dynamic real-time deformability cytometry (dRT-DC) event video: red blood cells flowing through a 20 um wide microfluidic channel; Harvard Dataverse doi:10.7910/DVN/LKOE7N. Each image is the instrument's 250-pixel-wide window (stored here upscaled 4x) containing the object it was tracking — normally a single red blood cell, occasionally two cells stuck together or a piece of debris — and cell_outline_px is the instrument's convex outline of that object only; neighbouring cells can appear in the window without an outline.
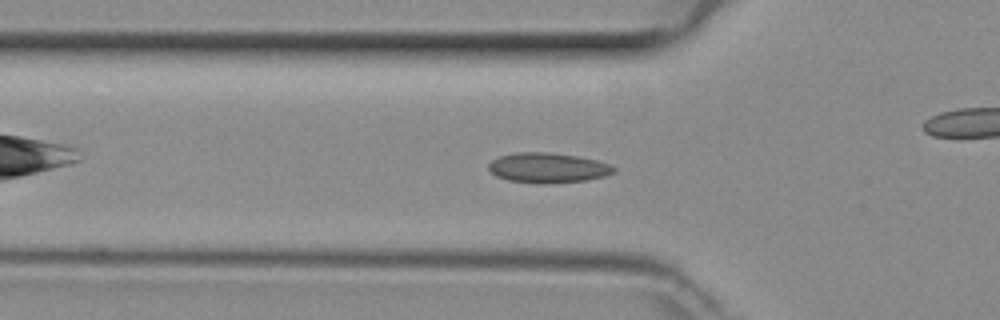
{"species": "common noctule bat (a hibernating species)", "species_latin": "Nyctalus noctula", "temperature_condition": "room temperature", "stored_images_in_passage": 36, "camera_frame_rate_fps": 3000, "um_per_image_px": 0.085, "animal": {"sex": "female", "body_mass_g": 29.2, "forearm_length_mm": 56.3}, "frame": {"image": 1, "passage_image": 15, "time_ms": 4.667, "image_size_px": [1000, 320], "cell_outline_px": [[616, 172], [604, 176], [588, 180], [548, 184], [544, 184], [508, 180], [496, 176], [488, 168], [488, 164], [492, 160], [500, 156], [516, 152], [548, 152], [576, 156], [596, 160], [608, 164], [616, 168]], "centroid_in_image_um": [46.57, 14.27], "position_along_channel_um": 79.2, "area_um2": 21.91}}
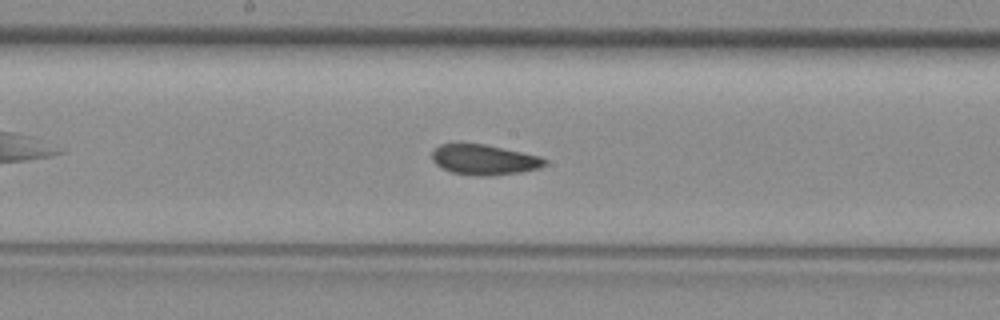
{"frame": {"image": 2, "passage_image": 24, "time_ms": 7.667, "image_size_px": [1000, 320], "cell_outline_px": [[548, 164], [540, 168], [520, 172], [492, 176], [476, 176], [452, 172], [440, 168], [432, 160], [432, 152], [440, 144], [484, 144], [540, 156], [548, 160]], "centroid_in_image_um": [41.18, 13.59], "position_along_channel_um": 207.0, "area_um2": 19.94}}
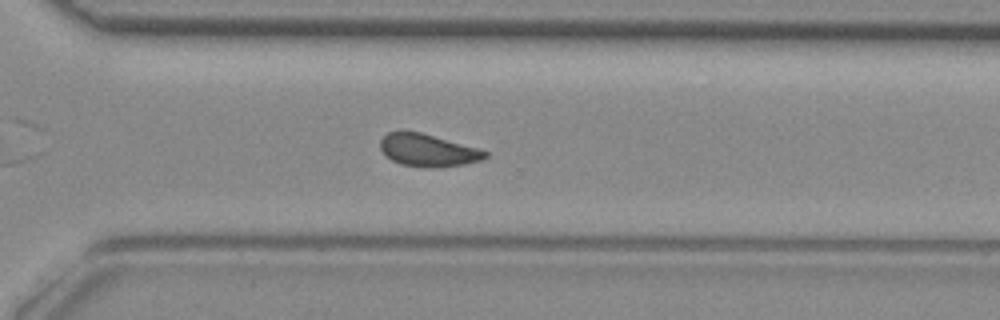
{"frame": {"image": 3, "passage_image": 33, "time_ms": 10.667, "image_size_px": [1000, 320], "cell_outline_px": [[488, 156], [484, 160], [464, 164], [432, 168], [424, 168], [400, 164], [392, 160], [380, 148], [380, 140], [388, 132], [420, 132], [480, 148], [488, 152]], "centroid_in_image_um": [36.42, 12.79], "position_along_channel_um": 334.2, "area_um2": 19.83}}